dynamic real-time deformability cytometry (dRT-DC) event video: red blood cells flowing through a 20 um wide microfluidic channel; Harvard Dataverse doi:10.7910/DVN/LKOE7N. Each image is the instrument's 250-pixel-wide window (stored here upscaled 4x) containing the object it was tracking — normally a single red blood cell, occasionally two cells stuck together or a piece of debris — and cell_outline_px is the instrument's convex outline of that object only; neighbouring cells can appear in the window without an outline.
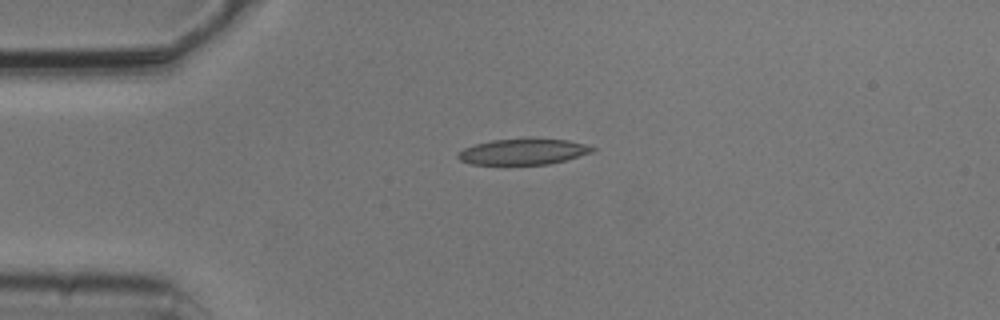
{"species": "common noctule bat (a hibernating species)", "species_latin": "Nyctalus noctula", "temperature_condition": "cold", "stored_images_in_passage": 2, "camera_frame_rate_fps": 3000, "um_per_image_px": 0.085, "animal": {"sex": "male", "body_mass_g": 20.5, "forearm_length_mm": 52.5}, "frame": {"image": 1, "passage_image": 1, "time_ms": 0.0, "image_size_px": [1000, 320], "cell_outline_px": [[596, 148], [592, 152], [564, 160], [548, 164], [472, 164], [460, 160], [456, 156], [464, 148], [476, 144], [492, 140], [568, 140], [584, 144]], "centroid_in_image_um": [44.45, 12.91], "position_along_channel_um": 40.6, "area_um2": 19.48}}